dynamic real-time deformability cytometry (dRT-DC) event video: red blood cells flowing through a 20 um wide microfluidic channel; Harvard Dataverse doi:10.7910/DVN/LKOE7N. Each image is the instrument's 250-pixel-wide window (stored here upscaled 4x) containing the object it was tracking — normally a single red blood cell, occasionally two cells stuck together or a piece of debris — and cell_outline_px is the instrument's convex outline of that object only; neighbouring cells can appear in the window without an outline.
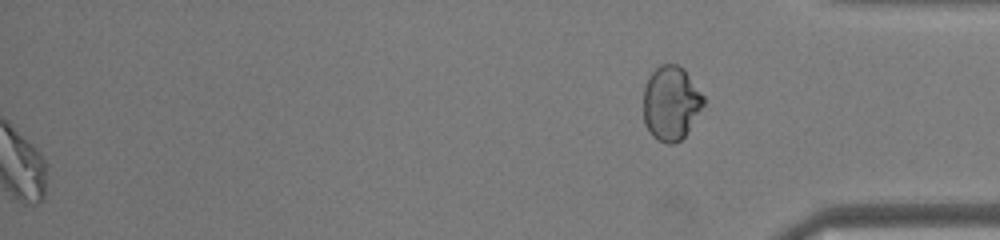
{"species": "common noctule bat (a hibernating species)", "species_latin": "Nyctalus noctula", "temperature_condition": "warm", "stored_images_in_passage": 43, "segment_of_instrument_passage": [2, 2], "camera_frame_rate_fps": 3000, "um_per_image_px": 0.085, "animal": {"sex": "male", "body_mass_g": 19.0, "forearm_length_mm": 50.8}, "frame": {"image": 1, "passage_image": 43, "time_ms": 14.0, "image_size_px": [1000, 240], "cell_outline_px": [[704, 104], [688, 132], [680, 140], [672, 144], [668, 144], [652, 136], [648, 132], [644, 124], [644, 88], [648, 76], [660, 64], [676, 64], [684, 68], [704, 96]], "centroid_in_image_um": [57.02, 8.76], "position_along_channel_um": 378.2, "area_um2": 26.13}}